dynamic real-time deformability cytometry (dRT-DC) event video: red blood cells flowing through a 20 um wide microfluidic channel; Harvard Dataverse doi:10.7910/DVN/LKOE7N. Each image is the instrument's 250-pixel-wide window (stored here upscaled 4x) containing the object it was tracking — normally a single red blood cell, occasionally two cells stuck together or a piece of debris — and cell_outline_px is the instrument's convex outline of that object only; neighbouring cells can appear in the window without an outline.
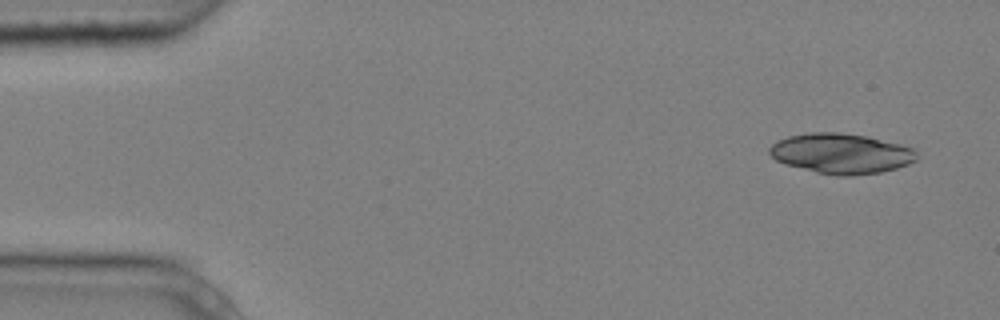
{"species": "common noctule bat (a hibernating species)", "species_latin": "Nyctalus noctula", "temperature_condition": "cold", "stored_images_in_passage": 5, "camera_frame_rate_fps": 3000, "um_per_image_px": 0.085, "animal": {"sex": "male", "body_mass_g": 20.4}, "frame": {"image": 1, "passage_image": 1, "time_ms": 0.0, "image_size_px": [1000, 320], "cell_outline_px": [[916, 160], [908, 164], [896, 168], [880, 172], [852, 176], [836, 176], [816, 172], [788, 164], [776, 160], [768, 152], [768, 148], [776, 140], [788, 136], [812, 132], [840, 132], [868, 136], [916, 148]], "centroid_in_image_um": [71.51, 13.04], "position_along_channel_um": 13.5, "area_um2": 34.56}}